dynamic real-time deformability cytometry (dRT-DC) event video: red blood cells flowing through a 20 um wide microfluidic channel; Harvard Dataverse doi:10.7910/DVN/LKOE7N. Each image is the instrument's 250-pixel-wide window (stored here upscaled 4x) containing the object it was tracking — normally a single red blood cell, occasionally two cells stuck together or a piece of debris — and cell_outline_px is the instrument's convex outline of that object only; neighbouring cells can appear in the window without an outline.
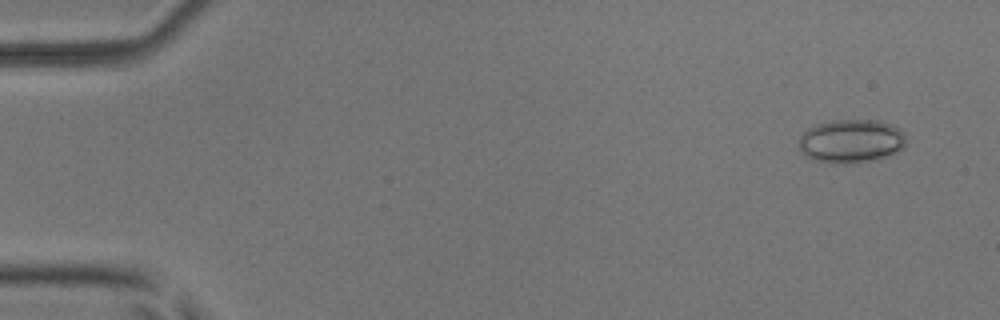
{"species": "common noctule bat (a hibernating species)", "species_latin": "Nyctalus noctula", "temperature_condition": "room temperature", "stored_images_in_passage": 53, "camera_frame_rate_fps": 3000, "um_per_image_px": 0.085, "animal": {"sex": "male", "body_mass_g": 17.9, "forearm_length_mm": 54.2}, "frame": {"image": 1, "passage_image": 4, "time_ms": 1.0, "image_size_px": [1000, 320], "cell_outline_px": [[904, 148], [876, 160], [852, 164], [844, 164], [812, 160], [800, 148], [800, 136], [808, 128], [816, 124], [832, 120], [880, 120], [892, 124], [900, 128], [904, 132]], "centroid_in_image_um": [72.37, 11.99], "position_along_channel_um": 12.6, "area_um2": 27.28}}
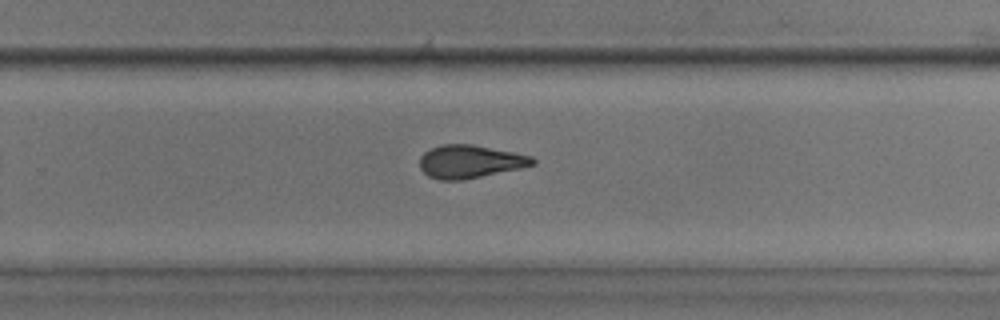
{"frame": {"image": 2, "passage_image": 35, "time_ms": 11.333, "image_size_px": [1000, 320], "cell_outline_px": [[536, 164], [520, 168], [460, 180], [440, 180], [428, 176], [420, 168], [420, 156], [424, 152], [432, 148], [444, 144], [472, 144], [532, 156], [536, 160]], "centroid_in_image_um": [39.94, 13.73], "position_along_channel_um": 289.9, "area_um2": 21.5}}
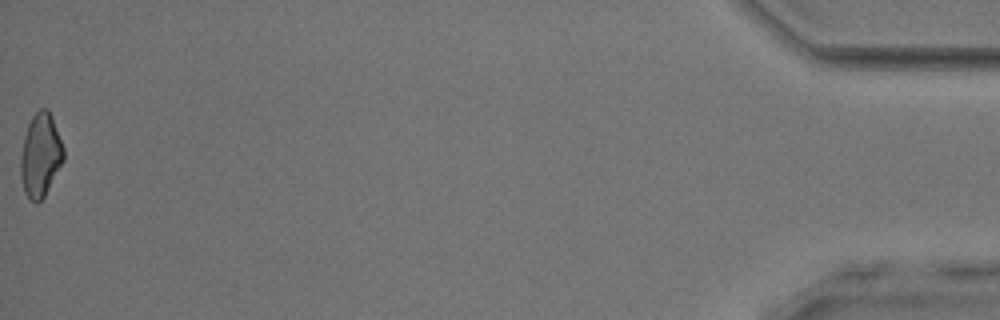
{"frame": {"image": 3, "passage_image": 53, "time_ms": 17.333, "image_size_px": [1000, 320], "cell_outline_px": [[64, 160], [44, 196], [36, 204], [28, 200], [24, 192], [20, 176], [20, 156], [24, 136], [28, 124], [32, 116], [40, 108], [48, 108], [52, 116], [64, 148]], "centroid_in_image_um": [3.43, 13.2], "position_along_channel_um": 431.8, "area_um2": 21.1}, "authors_computed_cell_mechanics": {"area_um2": 21.7906, "velocity_mm_per_s": 3.9847, "shape_relaxation_time_tau1_ms": null, "shape_relaxation_time_tau2_ms": 3.1616, "deformation_change_tau1": null, "deformation_change_tau2": 0.1068}}